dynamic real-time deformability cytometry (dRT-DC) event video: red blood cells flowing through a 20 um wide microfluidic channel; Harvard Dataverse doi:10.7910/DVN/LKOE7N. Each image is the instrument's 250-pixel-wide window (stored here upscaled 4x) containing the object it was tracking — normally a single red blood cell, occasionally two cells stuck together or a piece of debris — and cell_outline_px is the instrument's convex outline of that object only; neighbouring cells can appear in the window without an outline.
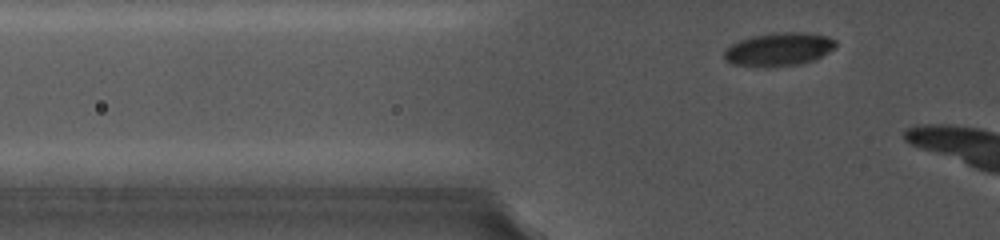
{"species": "common noctule bat (a hibernating species)", "species_latin": "Nyctalus noctula", "temperature_condition": "cold", "stored_images_in_passage": 28, "camera_frame_rate_fps": 5000, "um_per_image_px": 0.085, "animal": {"sex": "female", "body_mass_g": 19.0, "forearm_length_mm": 56.7}, "frame": {"image": 1, "passage_image": 7, "time_ms": 1.6, "image_size_px": [1000, 240], "cell_outline_px": [[836, 44], [828, 52], [816, 60], [800, 64], [768, 68], [764, 68], [732, 64], [724, 60], [724, 48], [740, 40], [752, 36], [776, 32], [804, 32], [828, 36], [836, 40]], "centroid_in_image_um": [66.17, 4.21], "position_along_channel_um": 59.6, "area_um2": 22.02}}
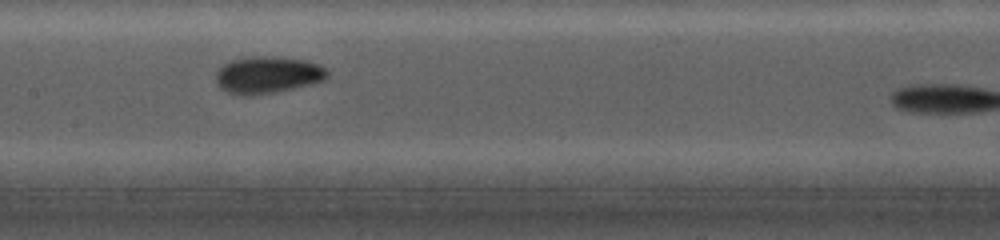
{"frame": {"image": 2, "passage_image": 18, "time_ms": 5.4, "image_size_px": [1000, 240], "cell_outline_px": [[328, 76], [324, 80], [312, 84], [276, 92], [252, 96], [244, 96], [228, 92], [220, 88], [216, 84], [216, 72], [224, 64], [232, 60], [244, 56], [272, 56], [304, 60], [316, 64], [324, 68], [328, 72]], "centroid_in_image_um": [22.71, 6.37], "position_along_channel_um": 184.7, "area_um2": 24.16}}
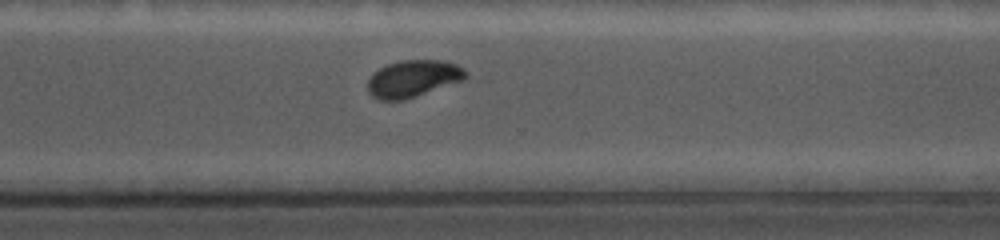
{"frame": {"image": 3, "passage_image": 27, "time_ms": 9.4, "image_size_px": [1000, 240], "cell_outline_px": [[472, 76], [464, 80], [404, 100], [380, 100], [372, 96], [368, 92], [368, 80], [372, 72], [388, 64], [404, 60], [440, 60], [456, 64], [464, 68]], "centroid_in_image_um": [35.15, 6.68], "position_along_channel_um": 335.5, "area_um2": 21.27}}